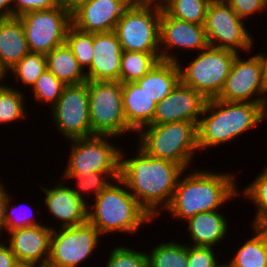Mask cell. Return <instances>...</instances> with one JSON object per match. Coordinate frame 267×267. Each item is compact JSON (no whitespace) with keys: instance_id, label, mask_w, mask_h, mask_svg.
<instances>
[{"instance_id":"1","label":"cell","mask_w":267,"mask_h":267,"mask_svg":"<svg viewBox=\"0 0 267 267\" xmlns=\"http://www.w3.org/2000/svg\"><path fill=\"white\" fill-rule=\"evenodd\" d=\"M136 147L133 157L126 156L125 150L121 149L120 178L138 203L157 219L170 205L178 179L185 169L174 162L151 157Z\"/></svg>"},{"instance_id":"2","label":"cell","mask_w":267,"mask_h":267,"mask_svg":"<svg viewBox=\"0 0 267 267\" xmlns=\"http://www.w3.org/2000/svg\"><path fill=\"white\" fill-rule=\"evenodd\" d=\"M238 174L190 169L180 175L170 205L164 210L177 220L187 221L198 213L221 209L240 197ZM239 189V190H238Z\"/></svg>"},{"instance_id":"3","label":"cell","mask_w":267,"mask_h":267,"mask_svg":"<svg viewBox=\"0 0 267 267\" xmlns=\"http://www.w3.org/2000/svg\"><path fill=\"white\" fill-rule=\"evenodd\" d=\"M264 107L265 104L208 99L197 126L199 151L232 143L246 131L254 130L265 121Z\"/></svg>"},{"instance_id":"4","label":"cell","mask_w":267,"mask_h":267,"mask_svg":"<svg viewBox=\"0 0 267 267\" xmlns=\"http://www.w3.org/2000/svg\"><path fill=\"white\" fill-rule=\"evenodd\" d=\"M91 199L94 202L88 203L87 221L102 236L106 237L115 232L134 235L141 226L154 223V219L138 203L121 178L113 180L94 199L93 197Z\"/></svg>"},{"instance_id":"5","label":"cell","mask_w":267,"mask_h":267,"mask_svg":"<svg viewBox=\"0 0 267 267\" xmlns=\"http://www.w3.org/2000/svg\"><path fill=\"white\" fill-rule=\"evenodd\" d=\"M197 126L198 123L186 121L147 125L137 132L136 145L151 157L192 169L194 154H200Z\"/></svg>"},{"instance_id":"6","label":"cell","mask_w":267,"mask_h":267,"mask_svg":"<svg viewBox=\"0 0 267 267\" xmlns=\"http://www.w3.org/2000/svg\"><path fill=\"white\" fill-rule=\"evenodd\" d=\"M197 57L177 62L180 71V82L202 93L207 99L217 98L222 91L230 73L237 52L208 46L196 53ZM183 65V66H182Z\"/></svg>"},{"instance_id":"7","label":"cell","mask_w":267,"mask_h":267,"mask_svg":"<svg viewBox=\"0 0 267 267\" xmlns=\"http://www.w3.org/2000/svg\"><path fill=\"white\" fill-rule=\"evenodd\" d=\"M91 131L94 135L117 138L134 131L125 118L122 83L119 81H87Z\"/></svg>"},{"instance_id":"8","label":"cell","mask_w":267,"mask_h":267,"mask_svg":"<svg viewBox=\"0 0 267 267\" xmlns=\"http://www.w3.org/2000/svg\"><path fill=\"white\" fill-rule=\"evenodd\" d=\"M115 139L117 137L109 135H93L69 140L70 155L62 175L83 176L90 172L120 174L122 148L118 144L116 146Z\"/></svg>"},{"instance_id":"9","label":"cell","mask_w":267,"mask_h":267,"mask_svg":"<svg viewBox=\"0 0 267 267\" xmlns=\"http://www.w3.org/2000/svg\"><path fill=\"white\" fill-rule=\"evenodd\" d=\"M161 6L130 4L114 32L123 51L160 53Z\"/></svg>"},{"instance_id":"10","label":"cell","mask_w":267,"mask_h":267,"mask_svg":"<svg viewBox=\"0 0 267 267\" xmlns=\"http://www.w3.org/2000/svg\"><path fill=\"white\" fill-rule=\"evenodd\" d=\"M245 22L225 0H212L204 23L209 46L252 53L255 40Z\"/></svg>"},{"instance_id":"11","label":"cell","mask_w":267,"mask_h":267,"mask_svg":"<svg viewBox=\"0 0 267 267\" xmlns=\"http://www.w3.org/2000/svg\"><path fill=\"white\" fill-rule=\"evenodd\" d=\"M18 18L22 22L30 52L44 55L65 43L67 30L72 25L71 11L62 5L30 11Z\"/></svg>"},{"instance_id":"12","label":"cell","mask_w":267,"mask_h":267,"mask_svg":"<svg viewBox=\"0 0 267 267\" xmlns=\"http://www.w3.org/2000/svg\"><path fill=\"white\" fill-rule=\"evenodd\" d=\"M103 237L88 221L80 226L54 228L48 264L54 267H80L94 255Z\"/></svg>"},{"instance_id":"13","label":"cell","mask_w":267,"mask_h":267,"mask_svg":"<svg viewBox=\"0 0 267 267\" xmlns=\"http://www.w3.org/2000/svg\"><path fill=\"white\" fill-rule=\"evenodd\" d=\"M53 125L66 141L93 136L90 124L87 82L66 85L50 109Z\"/></svg>"},{"instance_id":"14","label":"cell","mask_w":267,"mask_h":267,"mask_svg":"<svg viewBox=\"0 0 267 267\" xmlns=\"http://www.w3.org/2000/svg\"><path fill=\"white\" fill-rule=\"evenodd\" d=\"M217 99L230 102L267 103V88L263 81L258 54L243 58L237 54Z\"/></svg>"},{"instance_id":"15","label":"cell","mask_w":267,"mask_h":267,"mask_svg":"<svg viewBox=\"0 0 267 267\" xmlns=\"http://www.w3.org/2000/svg\"><path fill=\"white\" fill-rule=\"evenodd\" d=\"M208 46L204 25L173 18L161 7L160 60L178 62L180 59L177 56L180 54L173 53L172 51H175V49L178 50L180 48L182 51L183 49H188V51L199 52Z\"/></svg>"},{"instance_id":"16","label":"cell","mask_w":267,"mask_h":267,"mask_svg":"<svg viewBox=\"0 0 267 267\" xmlns=\"http://www.w3.org/2000/svg\"><path fill=\"white\" fill-rule=\"evenodd\" d=\"M207 101L202 93L179 82L168 96L156 104L155 114L149 125L180 121L199 123Z\"/></svg>"},{"instance_id":"17","label":"cell","mask_w":267,"mask_h":267,"mask_svg":"<svg viewBox=\"0 0 267 267\" xmlns=\"http://www.w3.org/2000/svg\"><path fill=\"white\" fill-rule=\"evenodd\" d=\"M129 0H87L71 11V22L77 30L86 33L114 31Z\"/></svg>"},{"instance_id":"18","label":"cell","mask_w":267,"mask_h":267,"mask_svg":"<svg viewBox=\"0 0 267 267\" xmlns=\"http://www.w3.org/2000/svg\"><path fill=\"white\" fill-rule=\"evenodd\" d=\"M54 182L55 184L50 188L40 184L39 186L46 195L42 204H45V209L49 210V214L54 217L51 219L59 221L60 226L56 227H74L86 223L88 204L72 191L67 181L60 178L59 181L57 179Z\"/></svg>"},{"instance_id":"19","label":"cell","mask_w":267,"mask_h":267,"mask_svg":"<svg viewBox=\"0 0 267 267\" xmlns=\"http://www.w3.org/2000/svg\"><path fill=\"white\" fill-rule=\"evenodd\" d=\"M53 225L47 223V225L29 226L7 233L10 237H5L4 240L15 254L18 263L46 264L48 262L51 235L56 228Z\"/></svg>"},{"instance_id":"20","label":"cell","mask_w":267,"mask_h":267,"mask_svg":"<svg viewBox=\"0 0 267 267\" xmlns=\"http://www.w3.org/2000/svg\"><path fill=\"white\" fill-rule=\"evenodd\" d=\"M94 56L87 81H119L122 47L114 31L93 33Z\"/></svg>"},{"instance_id":"21","label":"cell","mask_w":267,"mask_h":267,"mask_svg":"<svg viewBox=\"0 0 267 267\" xmlns=\"http://www.w3.org/2000/svg\"><path fill=\"white\" fill-rule=\"evenodd\" d=\"M220 210L198 213L186 224L191 246L217 247L228 236L229 222Z\"/></svg>"},{"instance_id":"22","label":"cell","mask_w":267,"mask_h":267,"mask_svg":"<svg viewBox=\"0 0 267 267\" xmlns=\"http://www.w3.org/2000/svg\"><path fill=\"white\" fill-rule=\"evenodd\" d=\"M29 52L20 19L0 18V68L5 74Z\"/></svg>"},{"instance_id":"23","label":"cell","mask_w":267,"mask_h":267,"mask_svg":"<svg viewBox=\"0 0 267 267\" xmlns=\"http://www.w3.org/2000/svg\"><path fill=\"white\" fill-rule=\"evenodd\" d=\"M122 99L127 125L134 133L152 122L156 103L136 82L122 84Z\"/></svg>"},{"instance_id":"24","label":"cell","mask_w":267,"mask_h":267,"mask_svg":"<svg viewBox=\"0 0 267 267\" xmlns=\"http://www.w3.org/2000/svg\"><path fill=\"white\" fill-rule=\"evenodd\" d=\"M179 82L180 71L177 62L163 60L136 81L156 104L168 96Z\"/></svg>"},{"instance_id":"25","label":"cell","mask_w":267,"mask_h":267,"mask_svg":"<svg viewBox=\"0 0 267 267\" xmlns=\"http://www.w3.org/2000/svg\"><path fill=\"white\" fill-rule=\"evenodd\" d=\"M45 56L47 70L52 72L65 85L87 82L85 71L66 43L54 48Z\"/></svg>"},{"instance_id":"26","label":"cell","mask_w":267,"mask_h":267,"mask_svg":"<svg viewBox=\"0 0 267 267\" xmlns=\"http://www.w3.org/2000/svg\"><path fill=\"white\" fill-rule=\"evenodd\" d=\"M147 267H188V244L170 240L147 253Z\"/></svg>"},{"instance_id":"27","label":"cell","mask_w":267,"mask_h":267,"mask_svg":"<svg viewBox=\"0 0 267 267\" xmlns=\"http://www.w3.org/2000/svg\"><path fill=\"white\" fill-rule=\"evenodd\" d=\"M160 61V53L123 51L120 66V82H136Z\"/></svg>"},{"instance_id":"28","label":"cell","mask_w":267,"mask_h":267,"mask_svg":"<svg viewBox=\"0 0 267 267\" xmlns=\"http://www.w3.org/2000/svg\"><path fill=\"white\" fill-rule=\"evenodd\" d=\"M236 250L231 260L225 262V267H267V248L255 231L252 232Z\"/></svg>"},{"instance_id":"29","label":"cell","mask_w":267,"mask_h":267,"mask_svg":"<svg viewBox=\"0 0 267 267\" xmlns=\"http://www.w3.org/2000/svg\"><path fill=\"white\" fill-rule=\"evenodd\" d=\"M14 87L7 83L0 86V125L21 122L27 117L28 109L25 107L26 100H24L26 94Z\"/></svg>"},{"instance_id":"30","label":"cell","mask_w":267,"mask_h":267,"mask_svg":"<svg viewBox=\"0 0 267 267\" xmlns=\"http://www.w3.org/2000/svg\"><path fill=\"white\" fill-rule=\"evenodd\" d=\"M47 70L46 56L41 53L29 52L19 62H17L9 71L6 72L12 76L14 84L19 83L22 87L32 88L37 79Z\"/></svg>"},{"instance_id":"31","label":"cell","mask_w":267,"mask_h":267,"mask_svg":"<svg viewBox=\"0 0 267 267\" xmlns=\"http://www.w3.org/2000/svg\"><path fill=\"white\" fill-rule=\"evenodd\" d=\"M212 0H165L162 9L171 17L193 24L204 25Z\"/></svg>"},{"instance_id":"32","label":"cell","mask_w":267,"mask_h":267,"mask_svg":"<svg viewBox=\"0 0 267 267\" xmlns=\"http://www.w3.org/2000/svg\"><path fill=\"white\" fill-rule=\"evenodd\" d=\"M120 178V174H105L100 172H90L83 176H63L61 179L68 181L76 180V188L71 189L87 204V198L94 195L95 198L101 191H103L113 180ZM67 179V180H66ZM84 193H87L84 195ZM91 194V195H90ZM88 196V197H87Z\"/></svg>"},{"instance_id":"33","label":"cell","mask_w":267,"mask_h":267,"mask_svg":"<svg viewBox=\"0 0 267 267\" xmlns=\"http://www.w3.org/2000/svg\"><path fill=\"white\" fill-rule=\"evenodd\" d=\"M65 43L72 50L79 65L84 71L90 66L94 56L93 33H86L70 26L66 33Z\"/></svg>"},{"instance_id":"34","label":"cell","mask_w":267,"mask_h":267,"mask_svg":"<svg viewBox=\"0 0 267 267\" xmlns=\"http://www.w3.org/2000/svg\"><path fill=\"white\" fill-rule=\"evenodd\" d=\"M65 86L52 72L46 70L29 91L32 90L35 101L43 103V105L49 104L52 108L61 97Z\"/></svg>"},{"instance_id":"35","label":"cell","mask_w":267,"mask_h":267,"mask_svg":"<svg viewBox=\"0 0 267 267\" xmlns=\"http://www.w3.org/2000/svg\"><path fill=\"white\" fill-rule=\"evenodd\" d=\"M241 193L255 206L254 219H267V165Z\"/></svg>"},{"instance_id":"36","label":"cell","mask_w":267,"mask_h":267,"mask_svg":"<svg viewBox=\"0 0 267 267\" xmlns=\"http://www.w3.org/2000/svg\"><path fill=\"white\" fill-rule=\"evenodd\" d=\"M105 267H147V253L120 244L111 249Z\"/></svg>"},{"instance_id":"37","label":"cell","mask_w":267,"mask_h":267,"mask_svg":"<svg viewBox=\"0 0 267 267\" xmlns=\"http://www.w3.org/2000/svg\"><path fill=\"white\" fill-rule=\"evenodd\" d=\"M11 192H9V197L6 201V206H5V233L15 230V229H19V228H24V227H29V226H38L43 223H39L38 219L33 218L31 212V210H29V214L28 212L25 213V211L21 214L17 212L19 211L18 208L21 206L23 208L24 203L22 205H16V204H11L13 199L12 195L10 194ZM20 207V208H21ZM27 207V206H26ZM25 208V206H24ZM28 208V207H27ZM26 210V209H25ZM31 216V217H30ZM34 219V220H33ZM37 220V221H36Z\"/></svg>"},{"instance_id":"38","label":"cell","mask_w":267,"mask_h":267,"mask_svg":"<svg viewBox=\"0 0 267 267\" xmlns=\"http://www.w3.org/2000/svg\"><path fill=\"white\" fill-rule=\"evenodd\" d=\"M215 251L214 247L188 244V267H224L225 264L218 261L219 258Z\"/></svg>"},{"instance_id":"39","label":"cell","mask_w":267,"mask_h":267,"mask_svg":"<svg viewBox=\"0 0 267 267\" xmlns=\"http://www.w3.org/2000/svg\"><path fill=\"white\" fill-rule=\"evenodd\" d=\"M235 13L242 19L248 20L252 15L267 11V0H225ZM263 12V13H262Z\"/></svg>"},{"instance_id":"40","label":"cell","mask_w":267,"mask_h":267,"mask_svg":"<svg viewBox=\"0 0 267 267\" xmlns=\"http://www.w3.org/2000/svg\"><path fill=\"white\" fill-rule=\"evenodd\" d=\"M59 0H13V17L37 10H47L60 6Z\"/></svg>"},{"instance_id":"41","label":"cell","mask_w":267,"mask_h":267,"mask_svg":"<svg viewBox=\"0 0 267 267\" xmlns=\"http://www.w3.org/2000/svg\"><path fill=\"white\" fill-rule=\"evenodd\" d=\"M18 261L15 254L11 251L9 245L0 239V267H16Z\"/></svg>"},{"instance_id":"42","label":"cell","mask_w":267,"mask_h":267,"mask_svg":"<svg viewBox=\"0 0 267 267\" xmlns=\"http://www.w3.org/2000/svg\"><path fill=\"white\" fill-rule=\"evenodd\" d=\"M0 180V239H3L1 236L5 234V206L6 201L9 197V190L5 187V183Z\"/></svg>"},{"instance_id":"43","label":"cell","mask_w":267,"mask_h":267,"mask_svg":"<svg viewBox=\"0 0 267 267\" xmlns=\"http://www.w3.org/2000/svg\"><path fill=\"white\" fill-rule=\"evenodd\" d=\"M252 221V231L257 233V235L262 239L264 246L267 248V219H253Z\"/></svg>"},{"instance_id":"44","label":"cell","mask_w":267,"mask_h":267,"mask_svg":"<svg viewBox=\"0 0 267 267\" xmlns=\"http://www.w3.org/2000/svg\"><path fill=\"white\" fill-rule=\"evenodd\" d=\"M13 17V0H0V18Z\"/></svg>"},{"instance_id":"45","label":"cell","mask_w":267,"mask_h":267,"mask_svg":"<svg viewBox=\"0 0 267 267\" xmlns=\"http://www.w3.org/2000/svg\"><path fill=\"white\" fill-rule=\"evenodd\" d=\"M257 54L259 56V60H260L261 67H262L263 81H264V84L267 88V51H266V53L259 52Z\"/></svg>"},{"instance_id":"46","label":"cell","mask_w":267,"mask_h":267,"mask_svg":"<svg viewBox=\"0 0 267 267\" xmlns=\"http://www.w3.org/2000/svg\"><path fill=\"white\" fill-rule=\"evenodd\" d=\"M60 4L67 8L68 10L72 11L75 9L80 3L85 2L87 0H59Z\"/></svg>"},{"instance_id":"47","label":"cell","mask_w":267,"mask_h":267,"mask_svg":"<svg viewBox=\"0 0 267 267\" xmlns=\"http://www.w3.org/2000/svg\"><path fill=\"white\" fill-rule=\"evenodd\" d=\"M131 4H156L162 5L165 0H129Z\"/></svg>"},{"instance_id":"48","label":"cell","mask_w":267,"mask_h":267,"mask_svg":"<svg viewBox=\"0 0 267 267\" xmlns=\"http://www.w3.org/2000/svg\"><path fill=\"white\" fill-rule=\"evenodd\" d=\"M4 81L6 80V74L5 72L0 68V86L4 84Z\"/></svg>"},{"instance_id":"49","label":"cell","mask_w":267,"mask_h":267,"mask_svg":"<svg viewBox=\"0 0 267 267\" xmlns=\"http://www.w3.org/2000/svg\"><path fill=\"white\" fill-rule=\"evenodd\" d=\"M16 267H36V263H18Z\"/></svg>"},{"instance_id":"50","label":"cell","mask_w":267,"mask_h":267,"mask_svg":"<svg viewBox=\"0 0 267 267\" xmlns=\"http://www.w3.org/2000/svg\"><path fill=\"white\" fill-rule=\"evenodd\" d=\"M36 267H54V266H52V265H50L48 263H46V264H37L36 263Z\"/></svg>"},{"instance_id":"51","label":"cell","mask_w":267,"mask_h":267,"mask_svg":"<svg viewBox=\"0 0 267 267\" xmlns=\"http://www.w3.org/2000/svg\"><path fill=\"white\" fill-rule=\"evenodd\" d=\"M264 114H265V119H267V103L265 104L264 107Z\"/></svg>"}]
</instances>
